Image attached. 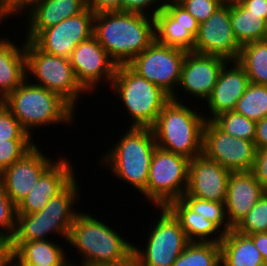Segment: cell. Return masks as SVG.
Segmentation results:
<instances>
[{
  "label": "cell",
  "mask_w": 267,
  "mask_h": 266,
  "mask_svg": "<svg viewBox=\"0 0 267 266\" xmlns=\"http://www.w3.org/2000/svg\"><path fill=\"white\" fill-rule=\"evenodd\" d=\"M93 36L117 65L128 64L155 41V21L139 13H98Z\"/></svg>",
  "instance_id": "6da1fadb"
},
{
  "label": "cell",
  "mask_w": 267,
  "mask_h": 266,
  "mask_svg": "<svg viewBox=\"0 0 267 266\" xmlns=\"http://www.w3.org/2000/svg\"><path fill=\"white\" fill-rule=\"evenodd\" d=\"M95 217L79 210L71 226L67 243L82 255L79 265H134L133 243Z\"/></svg>",
  "instance_id": "7a4b0ae2"
},
{
  "label": "cell",
  "mask_w": 267,
  "mask_h": 266,
  "mask_svg": "<svg viewBox=\"0 0 267 266\" xmlns=\"http://www.w3.org/2000/svg\"><path fill=\"white\" fill-rule=\"evenodd\" d=\"M28 81L27 78L2 103L30 136L34 128L75 122L76 109L65 99Z\"/></svg>",
  "instance_id": "3957f363"
},
{
  "label": "cell",
  "mask_w": 267,
  "mask_h": 266,
  "mask_svg": "<svg viewBox=\"0 0 267 266\" xmlns=\"http://www.w3.org/2000/svg\"><path fill=\"white\" fill-rule=\"evenodd\" d=\"M195 110L188 104L170 99L151 128L157 147L190 160L201 155L206 119Z\"/></svg>",
  "instance_id": "277c9868"
},
{
  "label": "cell",
  "mask_w": 267,
  "mask_h": 266,
  "mask_svg": "<svg viewBox=\"0 0 267 266\" xmlns=\"http://www.w3.org/2000/svg\"><path fill=\"white\" fill-rule=\"evenodd\" d=\"M128 128L119 142L99 158V162L104 168L107 165L112 175L142 194L146 190L152 155L157 145L151 128Z\"/></svg>",
  "instance_id": "5b68a950"
},
{
  "label": "cell",
  "mask_w": 267,
  "mask_h": 266,
  "mask_svg": "<svg viewBox=\"0 0 267 266\" xmlns=\"http://www.w3.org/2000/svg\"><path fill=\"white\" fill-rule=\"evenodd\" d=\"M77 180L75 177L40 211L17 214L16 231L10 242L48 240V234L50 236L52 233L67 241L75 216L79 212L74 208L81 194Z\"/></svg>",
  "instance_id": "8992f818"
},
{
  "label": "cell",
  "mask_w": 267,
  "mask_h": 266,
  "mask_svg": "<svg viewBox=\"0 0 267 266\" xmlns=\"http://www.w3.org/2000/svg\"><path fill=\"white\" fill-rule=\"evenodd\" d=\"M110 89L129 113L130 128H152L163 106L171 99L128 64L117 65Z\"/></svg>",
  "instance_id": "52a82bcc"
},
{
  "label": "cell",
  "mask_w": 267,
  "mask_h": 266,
  "mask_svg": "<svg viewBox=\"0 0 267 266\" xmlns=\"http://www.w3.org/2000/svg\"><path fill=\"white\" fill-rule=\"evenodd\" d=\"M25 54L27 78L32 75L35 78L33 84L59 94L74 109L77 108L80 95L87 91L78 82L70 60L47 54L30 40H25Z\"/></svg>",
  "instance_id": "ba28073f"
},
{
  "label": "cell",
  "mask_w": 267,
  "mask_h": 266,
  "mask_svg": "<svg viewBox=\"0 0 267 266\" xmlns=\"http://www.w3.org/2000/svg\"><path fill=\"white\" fill-rule=\"evenodd\" d=\"M156 208L160 213L149 231L145 248L134 246V266H172L189 243L173 213L167 207Z\"/></svg>",
  "instance_id": "9c48e42d"
},
{
  "label": "cell",
  "mask_w": 267,
  "mask_h": 266,
  "mask_svg": "<svg viewBox=\"0 0 267 266\" xmlns=\"http://www.w3.org/2000/svg\"><path fill=\"white\" fill-rule=\"evenodd\" d=\"M189 162L182 155L156 147L142 195L154 207H166L171 201L181 199L187 188Z\"/></svg>",
  "instance_id": "30bf717a"
},
{
  "label": "cell",
  "mask_w": 267,
  "mask_h": 266,
  "mask_svg": "<svg viewBox=\"0 0 267 266\" xmlns=\"http://www.w3.org/2000/svg\"><path fill=\"white\" fill-rule=\"evenodd\" d=\"M186 53L185 50L169 47L155 40L128 65L140 76L160 87L171 99L182 102L176 91Z\"/></svg>",
  "instance_id": "8fae6325"
},
{
  "label": "cell",
  "mask_w": 267,
  "mask_h": 266,
  "mask_svg": "<svg viewBox=\"0 0 267 266\" xmlns=\"http://www.w3.org/2000/svg\"><path fill=\"white\" fill-rule=\"evenodd\" d=\"M256 146L253 141L233 137L222 131L213 121L203 127L202 154L230 172L252 171Z\"/></svg>",
  "instance_id": "7c38bea8"
},
{
  "label": "cell",
  "mask_w": 267,
  "mask_h": 266,
  "mask_svg": "<svg viewBox=\"0 0 267 266\" xmlns=\"http://www.w3.org/2000/svg\"><path fill=\"white\" fill-rule=\"evenodd\" d=\"M94 16L87 7L80 14L42 30L32 42L47 54L69 59L78 44L93 36Z\"/></svg>",
  "instance_id": "4fadbf2b"
},
{
  "label": "cell",
  "mask_w": 267,
  "mask_h": 266,
  "mask_svg": "<svg viewBox=\"0 0 267 266\" xmlns=\"http://www.w3.org/2000/svg\"><path fill=\"white\" fill-rule=\"evenodd\" d=\"M241 47L230 23V1H225L211 17L199 24L193 52L237 61Z\"/></svg>",
  "instance_id": "5bb4252c"
},
{
  "label": "cell",
  "mask_w": 267,
  "mask_h": 266,
  "mask_svg": "<svg viewBox=\"0 0 267 266\" xmlns=\"http://www.w3.org/2000/svg\"><path fill=\"white\" fill-rule=\"evenodd\" d=\"M69 60L78 82L87 93L92 94L100 83L107 82L111 86L117 64L94 36L78 44Z\"/></svg>",
  "instance_id": "9a60e30c"
},
{
  "label": "cell",
  "mask_w": 267,
  "mask_h": 266,
  "mask_svg": "<svg viewBox=\"0 0 267 266\" xmlns=\"http://www.w3.org/2000/svg\"><path fill=\"white\" fill-rule=\"evenodd\" d=\"M54 162L35 145L20 160L5 169L0 174V183L10 200L18 206Z\"/></svg>",
  "instance_id": "2e32d148"
},
{
  "label": "cell",
  "mask_w": 267,
  "mask_h": 266,
  "mask_svg": "<svg viewBox=\"0 0 267 266\" xmlns=\"http://www.w3.org/2000/svg\"><path fill=\"white\" fill-rule=\"evenodd\" d=\"M154 21L155 40L158 43L193 51L199 23L179 3L165 5Z\"/></svg>",
  "instance_id": "e0dca14e"
},
{
  "label": "cell",
  "mask_w": 267,
  "mask_h": 266,
  "mask_svg": "<svg viewBox=\"0 0 267 266\" xmlns=\"http://www.w3.org/2000/svg\"><path fill=\"white\" fill-rule=\"evenodd\" d=\"M231 172L203 154L189 162L188 183L183 196L225 203Z\"/></svg>",
  "instance_id": "ac0fdd59"
},
{
  "label": "cell",
  "mask_w": 267,
  "mask_h": 266,
  "mask_svg": "<svg viewBox=\"0 0 267 266\" xmlns=\"http://www.w3.org/2000/svg\"><path fill=\"white\" fill-rule=\"evenodd\" d=\"M226 62V59L219 56L187 52L181 67L179 89L182 88L189 95L188 98L192 96L199 101H206L211 96L220 70Z\"/></svg>",
  "instance_id": "d6986e66"
},
{
  "label": "cell",
  "mask_w": 267,
  "mask_h": 266,
  "mask_svg": "<svg viewBox=\"0 0 267 266\" xmlns=\"http://www.w3.org/2000/svg\"><path fill=\"white\" fill-rule=\"evenodd\" d=\"M70 159L60 157L41 175L30 193L17 206V214H32L45 207L75 177Z\"/></svg>",
  "instance_id": "ffe728a7"
},
{
  "label": "cell",
  "mask_w": 267,
  "mask_h": 266,
  "mask_svg": "<svg viewBox=\"0 0 267 266\" xmlns=\"http://www.w3.org/2000/svg\"><path fill=\"white\" fill-rule=\"evenodd\" d=\"M249 84L244 68L237 61H227L220 70L211 96L206 100L210 116L206 115L205 119L212 121L222 113L233 111Z\"/></svg>",
  "instance_id": "44dd1931"
},
{
  "label": "cell",
  "mask_w": 267,
  "mask_h": 266,
  "mask_svg": "<svg viewBox=\"0 0 267 266\" xmlns=\"http://www.w3.org/2000/svg\"><path fill=\"white\" fill-rule=\"evenodd\" d=\"M265 192L251 171L231 172L225 200L229 225L233 228Z\"/></svg>",
  "instance_id": "7402d4cb"
},
{
  "label": "cell",
  "mask_w": 267,
  "mask_h": 266,
  "mask_svg": "<svg viewBox=\"0 0 267 266\" xmlns=\"http://www.w3.org/2000/svg\"><path fill=\"white\" fill-rule=\"evenodd\" d=\"M86 8V0H38L24 13V21L28 26L26 40L32 41L42 30L78 15Z\"/></svg>",
  "instance_id": "603a6c76"
},
{
  "label": "cell",
  "mask_w": 267,
  "mask_h": 266,
  "mask_svg": "<svg viewBox=\"0 0 267 266\" xmlns=\"http://www.w3.org/2000/svg\"><path fill=\"white\" fill-rule=\"evenodd\" d=\"M61 246L51 240L9 242L2 251L18 265L69 266Z\"/></svg>",
  "instance_id": "cb8c5ba5"
},
{
  "label": "cell",
  "mask_w": 267,
  "mask_h": 266,
  "mask_svg": "<svg viewBox=\"0 0 267 266\" xmlns=\"http://www.w3.org/2000/svg\"><path fill=\"white\" fill-rule=\"evenodd\" d=\"M26 79L25 41L18 47L7 37L0 38V101Z\"/></svg>",
  "instance_id": "d4e9b609"
},
{
  "label": "cell",
  "mask_w": 267,
  "mask_h": 266,
  "mask_svg": "<svg viewBox=\"0 0 267 266\" xmlns=\"http://www.w3.org/2000/svg\"><path fill=\"white\" fill-rule=\"evenodd\" d=\"M166 207L178 219L189 242L220 243L223 239L224 233L213 222L195 213L181 199L171 201Z\"/></svg>",
  "instance_id": "484cf974"
},
{
  "label": "cell",
  "mask_w": 267,
  "mask_h": 266,
  "mask_svg": "<svg viewBox=\"0 0 267 266\" xmlns=\"http://www.w3.org/2000/svg\"><path fill=\"white\" fill-rule=\"evenodd\" d=\"M220 249L221 266H259L264 263L253 240L233 228L224 234Z\"/></svg>",
  "instance_id": "4316f807"
},
{
  "label": "cell",
  "mask_w": 267,
  "mask_h": 266,
  "mask_svg": "<svg viewBox=\"0 0 267 266\" xmlns=\"http://www.w3.org/2000/svg\"><path fill=\"white\" fill-rule=\"evenodd\" d=\"M230 23L233 34L241 46L264 40L265 20L261 14L249 12V9H244L236 0L230 1Z\"/></svg>",
  "instance_id": "83f0119b"
},
{
  "label": "cell",
  "mask_w": 267,
  "mask_h": 266,
  "mask_svg": "<svg viewBox=\"0 0 267 266\" xmlns=\"http://www.w3.org/2000/svg\"><path fill=\"white\" fill-rule=\"evenodd\" d=\"M237 62L244 68L250 83L267 85V41L242 45Z\"/></svg>",
  "instance_id": "f1b7e54d"
},
{
  "label": "cell",
  "mask_w": 267,
  "mask_h": 266,
  "mask_svg": "<svg viewBox=\"0 0 267 266\" xmlns=\"http://www.w3.org/2000/svg\"><path fill=\"white\" fill-rule=\"evenodd\" d=\"M172 266H221L220 243L189 242Z\"/></svg>",
  "instance_id": "f546056e"
},
{
  "label": "cell",
  "mask_w": 267,
  "mask_h": 266,
  "mask_svg": "<svg viewBox=\"0 0 267 266\" xmlns=\"http://www.w3.org/2000/svg\"><path fill=\"white\" fill-rule=\"evenodd\" d=\"M233 111L255 122L266 117L267 85L250 83Z\"/></svg>",
  "instance_id": "4dcf8cb0"
},
{
  "label": "cell",
  "mask_w": 267,
  "mask_h": 266,
  "mask_svg": "<svg viewBox=\"0 0 267 266\" xmlns=\"http://www.w3.org/2000/svg\"><path fill=\"white\" fill-rule=\"evenodd\" d=\"M181 200L195 213L213 222L222 233L226 234L232 227L226 214L225 203L203 200L191 196H182Z\"/></svg>",
  "instance_id": "1f68e13d"
},
{
  "label": "cell",
  "mask_w": 267,
  "mask_h": 266,
  "mask_svg": "<svg viewBox=\"0 0 267 266\" xmlns=\"http://www.w3.org/2000/svg\"><path fill=\"white\" fill-rule=\"evenodd\" d=\"M225 133L253 141L255 140L256 122L234 111L222 113L212 120Z\"/></svg>",
  "instance_id": "d6a6232c"
},
{
  "label": "cell",
  "mask_w": 267,
  "mask_h": 266,
  "mask_svg": "<svg viewBox=\"0 0 267 266\" xmlns=\"http://www.w3.org/2000/svg\"><path fill=\"white\" fill-rule=\"evenodd\" d=\"M17 206L0 183V251L12 240L16 231Z\"/></svg>",
  "instance_id": "836d02e7"
},
{
  "label": "cell",
  "mask_w": 267,
  "mask_h": 266,
  "mask_svg": "<svg viewBox=\"0 0 267 266\" xmlns=\"http://www.w3.org/2000/svg\"><path fill=\"white\" fill-rule=\"evenodd\" d=\"M233 229L245 235L267 232V191Z\"/></svg>",
  "instance_id": "e575fe53"
},
{
  "label": "cell",
  "mask_w": 267,
  "mask_h": 266,
  "mask_svg": "<svg viewBox=\"0 0 267 266\" xmlns=\"http://www.w3.org/2000/svg\"><path fill=\"white\" fill-rule=\"evenodd\" d=\"M33 141L34 139L0 141V174L28 153L36 145Z\"/></svg>",
  "instance_id": "d590c367"
},
{
  "label": "cell",
  "mask_w": 267,
  "mask_h": 266,
  "mask_svg": "<svg viewBox=\"0 0 267 266\" xmlns=\"http://www.w3.org/2000/svg\"><path fill=\"white\" fill-rule=\"evenodd\" d=\"M13 114L0 102V141L32 140Z\"/></svg>",
  "instance_id": "8d00e7d4"
},
{
  "label": "cell",
  "mask_w": 267,
  "mask_h": 266,
  "mask_svg": "<svg viewBox=\"0 0 267 266\" xmlns=\"http://www.w3.org/2000/svg\"><path fill=\"white\" fill-rule=\"evenodd\" d=\"M226 0H181L179 4L185 8L200 24L206 21Z\"/></svg>",
  "instance_id": "74e56055"
},
{
  "label": "cell",
  "mask_w": 267,
  "mask_h": 266,
  "mask_svg": "<svg viewBox=\"0 0 267 266\" xmlns=\"http://www.w3.org/2000/svg\"><path fill=\"white\" fill-rule=\"evenodd\" d=\"M158 1L159 0H120V12L139 13L154 18L157 13L163 9V5ZM150 7L153 9L150 10ZM148 10L152 13L150 12L149 14Z\"/></svg>",
  "instance_id": "f35d334b"
},
{
  "label": "cell",
  "mask_w": 267,
  "mask_h": 266,
  "mask_svg": "<svg viewBox=\"0 0 267 266\" xmlns=\"http://www.w3.org/2000/svg\"><path fill=\"white\" fill-rule=\"evenodd\" d=\"M38 0H0V11L8 18L27 12ZM25 11V12H24Z\"/></svg>",
  "instance_id": "ab89813d"
},
{
  "label": "cell",
  "mask_w": 267,
  "mask_h": 266,
  "mask_svg": "<svg viewBox=\"0 0 267 266\" xmlns=\"http://www.w3.org/2000/svg\"><path fill=\"white\" fill-rule=\"evenodd\" d=\"M251 172L267 191V147L256 150L255 162Z\"/></svg>",
  "instance_id": "60d3db41"
},
{
  "label": "cell",
  "mask_w": 267,
  "mask_h": 266,
  "mask_svg": "<svg viewBox=\"0 0 267 266\" xmlns=\"http://www.w3.org/2000/svg\"><path fill=\"white\" fill-rule=\"evenodd\" d=\"M87 7L94 13L120 12V0H86Z\"/></svg>",
  "instance_id": "b9f144b4"
},
{
  "label": "cell",
  "mask_w": 267,
  "mask_h": 266,
  "mask_svg": "<svg viewBox=\"0 0 267 266\" xmlns=\"http://www.w3.org/2000/svg\"><path fill=\"white\" fill-rule=\"evenodd\" d=\"M244 9L249 12L261 14L265 20L267 18V0H236Z\"/></svg>",
  "instance_id": "7bdbcfd3"
},
{
  "label": "cell",
  "mask_w": 267,
  "mask_h": 266,
  "mask_svg": "<svg viewBox=\"0 0 267 266\" xmlns=\"http://www.w3.org/2000/svg\"><path fill=\"white\" fill-rule=\"evenodd\" d=\"M254 143L256 149L267 147V116L256 122Z\"/></svg>",
  "instance_id": "ee69618b"
},
{
  "label": "cell",
  "mask_w": 267,
  "mask_h": 266,
  "mask_svg": "<svg viewBox=\"0 0 267 266\" xmlns=\"http://www.w3.org/2000/svg\"><path fill=\"white\" fill-rule=\"evenodd\" d=\"M256 248L260 251L262 258L267 263V232H259L248 235Z\"/></svg>",
  "instance_id": "f6af8a7d"
},
{
  "label": "cell",
  "mask_w": 267,
  "mask_h": 266,
  "mask_svg": "<svg viewBox=\"0 0 267 266\" xmlns=\"http://www.w3.org/2000/svg\"><path fill=\"white\" fill-rule=\"evenodd\" d=\"M0 266H19L9 255L0 251Z\"/></svg>",
  "instance_id": "bcb514c9"
},
{
  "label": "cell",
  "mask_w": 267,
  "mask_h": 266,
  "mask_svg": "<svg viewBox=\"0 0 267 266\" xmlns=\"http://www.w3.org/2000/svg\"><path fill=\"white\" fill-rule=\"evenodd\" d=\"M161 5H163V7L165 5H168V4H172V3H179L181 0H159ZM164 1V2H162Z\"/></svg>",
  "instance_id": "7dc6e473"
},
{
  "label": "cell",
  "mask_w": 267,
  "mask_h": 266,
  "mask_svg": "<svg viewBox=\"0 0 267 266\" xmlns=\"http://www.w3.org/2000/svg\"><path fill=\"white\" fill-rule=\"evenodd\" d=\"M76 266H79L78 264ZM80 266H134V265H80Z\"/></svg>",
  "instance_id": "c3c4849f"
},
{
  "label": "cell",
  "mask_w": 267,
  "mask_h": 266,
  "mask_svg": "<svg viewBox=\"0 0 267 266\" xmlns=\"http://www.w3.org/2000/svg\"><path fill=\"white\" fill-rule=\"evenodd\" d=\"M5 20V22H6V19H7V17L0 11V22H1V24H2V20Z\"/></svg>",
  "instance_id": "681fc988"
},
{
  "label": "cell",
  "mask_w": 267,
  "mask_h": 266,
  "mask_svg": "<svg viewBox=\"0 0 267 266\" xmlns=\"http://www.w3.org/2000/svg\"><path fill=\"white\" fill-rule=\"evenodd\" d=\"M264 40L267 41V18L265 19V37Z\"/></svg>",
  "instance_id": "f907efd6"
},
{
  "label": "cell",
  "mask_w": 267,
  "mask_h": 266,
  "mask_svg": "<svg viewBox=\"0 0 267 266\" xmlns=\"http://www.w3.org/2000/svg\"><path fill=\"white\" fill-rule=\"evenodd\" d=\"M19 266H40V265H19Z\"/></svg>",
  "instance_id": "816d5d0a"
},
{
  "label": "cell",
  "mask_w": 267,
  "mask_h": 266,
  "mask_svg": "<svg viewBox=\"0 0 267 266\" xmlns=\"http://www.w3.org/2000/svg\"><path fill=\"white\" fill-rule=\"evenodd\" d=\"M259 266H267V263H262L261 265H259Z\"/></svg>",
  "instance_id": "f5cc1de1"
},
{
  "label": "cell",
  "mask_w": 267,
  "mask_h": 266,
  "mask_svg": "<svg viewBox=\"0 0 267 266\" xmlns=\"http://www.w3.org/2000/svg\"><path fill=\"white\" fill-rule=\"evenodd\" d=\"M69 266H76V264L75 263H72V262H70V265Z\"/></svg>",
  "instance_id": "db71d44e"
}]
</instances>
